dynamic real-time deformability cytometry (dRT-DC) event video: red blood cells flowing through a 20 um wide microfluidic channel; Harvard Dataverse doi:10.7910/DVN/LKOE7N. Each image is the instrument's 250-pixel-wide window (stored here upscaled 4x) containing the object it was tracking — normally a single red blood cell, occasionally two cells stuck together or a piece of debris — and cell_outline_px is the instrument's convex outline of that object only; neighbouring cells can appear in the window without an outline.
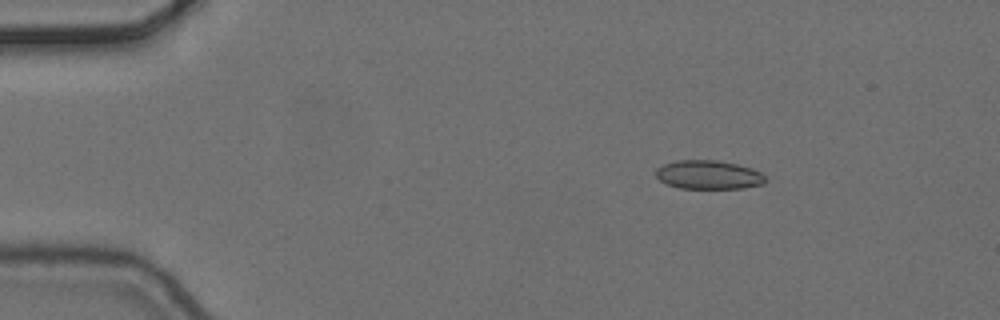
{"species": "common noctule bat (a hibernating species)", "species_latin": "Nyctalus noctula", "temperature_condition": "cold", "stored_images_in_passage": 6, "camera_frame_rate_fps": 3000, "um_per_image_px": 0.085, "animal": {"sex": "female", "body_mass_g": 24.6, "forearm_length_mm": 56.2}, "frame": {"image": 1, "passage_image": 3, "time_ms": 0.667, "image_size_px": [1000, 320], "cell_outline_px": [[768, 180], [764, 184], [744, 188], [680, 188], [668, 184], [660, 180], [656, 176], [656, 168], [664, 164], [676, 160], [716, 160], [736, 164], [752, 168], [760, 172]], "centroid_in_image_um": [60.25, 14.85], "position_along_channel_um": 24.8, "area_um2": 18.38}}
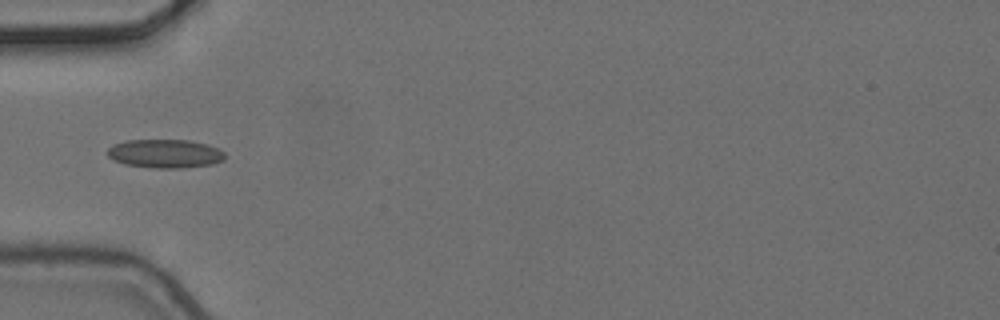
{"frame": {"image": 2, "passage_image": 6, "time_ms": 1.667, "image_size_px": [1000, 320], "cell_outline_px": [[224, 160], [212, 164], [184, 168], [152, 168], [124, 164], [112, 160], [108, 156], [108, 148], [112, 144], [128, 140], [188, 140], [208, 144], [224, 152]], "centroid_in_image_um": [14.01, 13.06], "position_along_channel_um": 71.0, "area_um2": 19.71}}